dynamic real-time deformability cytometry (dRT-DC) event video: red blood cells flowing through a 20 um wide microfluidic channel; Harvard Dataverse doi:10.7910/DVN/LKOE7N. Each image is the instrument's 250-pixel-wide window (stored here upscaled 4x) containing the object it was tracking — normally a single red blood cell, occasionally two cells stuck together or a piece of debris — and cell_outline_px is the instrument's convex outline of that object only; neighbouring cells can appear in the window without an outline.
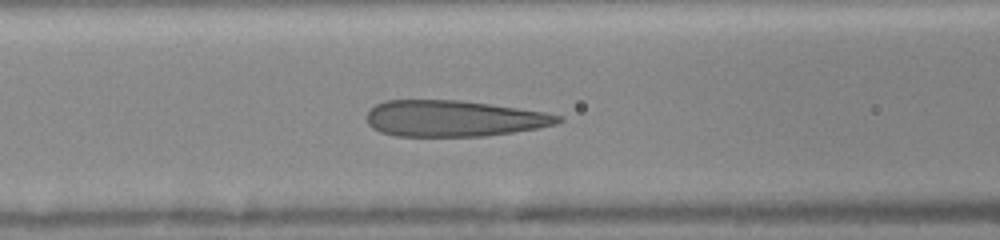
{"species": "human", "species_latin": "Homo sapiens", "temperature_condition": "room temperature", "stored_images_in_passage": 19, "camera_frame_rate_fps": 3000, "um_per_image_px": 0.085, "donor": {"sex": "female"}, "frame": {"image": 1, "passage_image": 7, "time_ms": 2.667, "image_size_px": [1000, 240], "cell_outline_px": [[564, 120], [556, 124], [536, 128], [512, 132], [484, 136], [396, 136], [380, 132], [372, 128], [368, 124], [368, 112], [376, 104], [384, 100], [460, 100], [544, 112], [560, 116]], "centroid_in_image_um": [38.53, 10.07], "position_along_channel_um": 128.1, "area_um2": 40.06}}
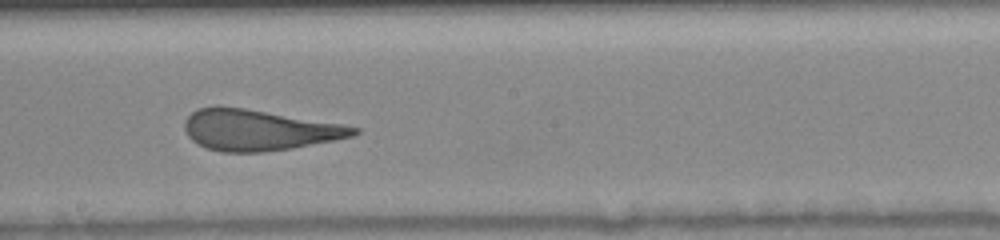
{"frame": {"image": 2, "passage_image": 15, "time_ms": 5.0, "image_size_px": [1000, 240], "cell_outline_px": [[360, 132], [352, 136], [336, 140], [292, 148], [260, 152], [220, 152], [208, 148], [192, 140], [188, 136], [184, 128], [184, 120], [196, 108], [216, 104], [244, 108], [344, 124], [360, 128]], "centroid_in_image_um": [21.97, 11.03], "position_along_channel_um": 226.2, "area_um2": 40.52}}
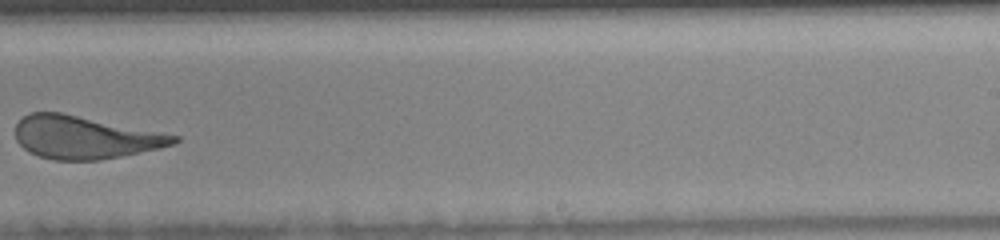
{"frame": {"image": 3, "passage_image": 18, "time_ms": 6.333, "image_size_px": [1000, 240], "cell_outline_px": [[180, 140], [176, 144], [120, 156], [100, 160], [52, 160], [28, 152], [16, 140], [16, 124], [28, 112], [60, 112], [180, 136]], "centroid_in_image_um": [7.18, 11.68], "position_along_channel_um": 281.8, "area_um2": 39.19}}